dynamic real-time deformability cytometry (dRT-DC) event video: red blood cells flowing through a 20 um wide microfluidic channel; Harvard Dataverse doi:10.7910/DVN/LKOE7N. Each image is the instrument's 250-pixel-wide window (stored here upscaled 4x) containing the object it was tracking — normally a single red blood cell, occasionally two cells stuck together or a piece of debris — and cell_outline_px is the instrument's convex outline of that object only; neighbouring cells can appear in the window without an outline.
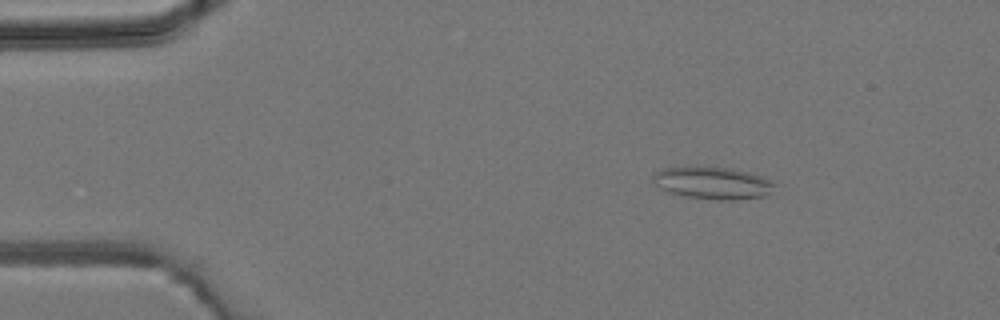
{"species": "common noctule bat (a hibernating species)", "species_latin": "Nyctalus noctula", "temperature_condition": "room temperature", "stored_images_in_passage": 45, "camera_frame_rate_fps": 3000, "um_per_image_px": 0.085, "animal": {"sex": "male", "body_mass_g": 19.2, "forearm_length_mm": 51.8}, "frame": {"image": 1, "passage_image": 7, "time_ms": 2.0, "image_size_px": [1000, 320], "cell_outline_px": [[776, 184], [764, 196], [732, 200], [716, 200], [688, 196], [668, 192], [660, 188], [652, 180], [652, 176], [656, 172], [664, 168], [692, 164], [708, 164], [732, 168], [752, 172]], "centroid_in_image_um": [60.52, 15.49], "position_along_channel_um": 24.5, "area_um2": 23.47}}
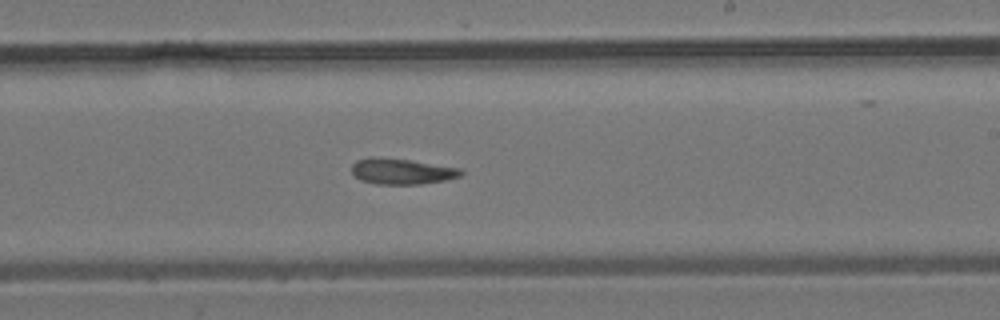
{"frame": {"image": 2, "passage_image": 27, "time_ms": 8.667, "image_size_px": [1000, 320], "cell_outline_px": [[464, 172], [460, 176], [444, 180], [420, 184], [376, 184], [360, 180], [352, 172], [352, 164], [356, 160], [368, 156], [372, 156], [412, 160], [460, 168]], "centroid_in_image_um": [34.12, 14.55], "position_along_channel_um": 254.9, "area_um2": 16.53}}
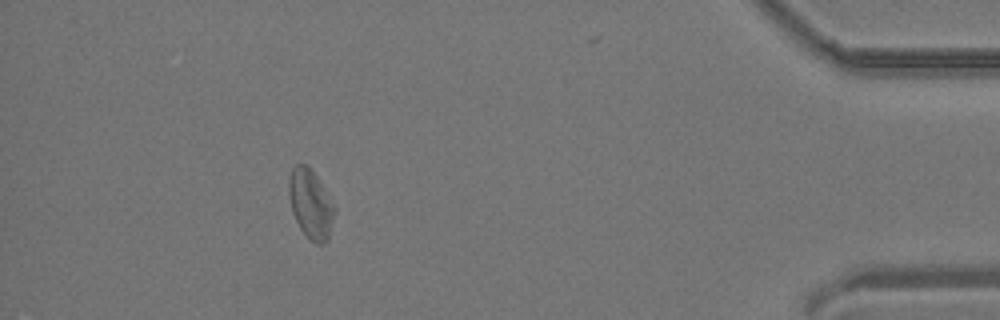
{"frame": {"image": 3, "passage_image": 41, "time_ms": 13.333, "image_size_px": [1000, 320], "cell_outline_px": [[336, 212], [328, 240], [324, 244], [316, 244], [300, 228], [292, 212], [288, 196], [288, 180], [292, 168], [296, 164], [304, 164], [316, 176], [336, 208]], "centroid_in_image_um": [26.4, 17.36], "position_along_channel_um": 408.8, "area_um2": 18.26}}